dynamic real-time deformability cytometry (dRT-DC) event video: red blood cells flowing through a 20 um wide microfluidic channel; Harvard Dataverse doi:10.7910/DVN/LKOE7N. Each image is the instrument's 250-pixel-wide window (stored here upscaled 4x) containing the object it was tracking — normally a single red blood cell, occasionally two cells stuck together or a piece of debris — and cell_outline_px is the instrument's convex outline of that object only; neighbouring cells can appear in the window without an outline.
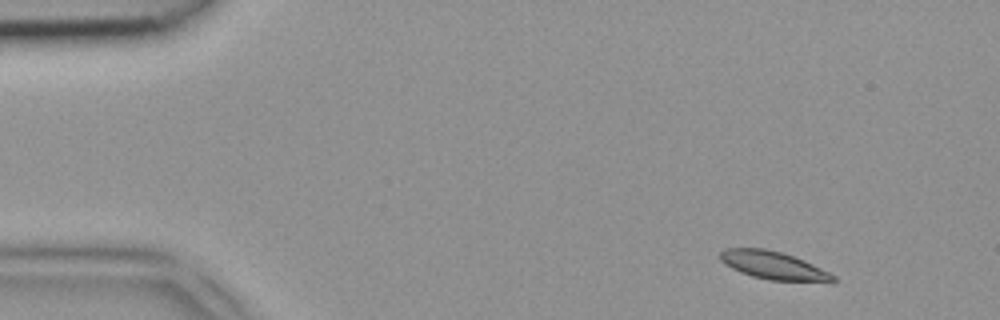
{"species": "common noctule bat (a hibernating species)", "species_latin": "Nyctalus noctula", "temperature_condition": "room temperature", "stored_images_in_passage": 4, "segment_of_instrument_passage": [2, 2], "camera_frame_rate_fps": 3000, "um_per_image_px": 0.085, "animal": {"sex": "female", "body_mass_g": 18.4}, "frame": {"image": 1, "passage_image": 4, "time_ms": 1.0, "image_size_px": [1000, 320], "cell_outline_px": [[836, 280], [768, 280], [752, 276], [740, 272], [724, 264], [720, 260], [720, 252], [724, 248], [764, 248], [780, 252], [804, 260], [836, 276]], "centroid_in_image_um": [65.62, 22.53], "position_along_channel_um": 19.4, "area_um2": 17.86}}